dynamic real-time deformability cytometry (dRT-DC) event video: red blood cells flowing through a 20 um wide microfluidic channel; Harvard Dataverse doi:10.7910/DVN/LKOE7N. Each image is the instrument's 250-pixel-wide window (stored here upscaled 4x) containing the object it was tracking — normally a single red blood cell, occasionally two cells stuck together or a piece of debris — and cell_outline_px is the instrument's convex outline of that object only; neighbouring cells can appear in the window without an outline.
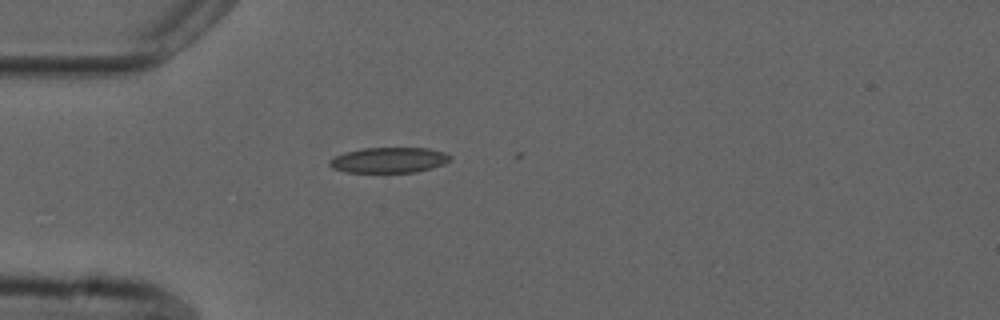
{"species": "common noctule bat (a hibernating species)", "species_latin": "Nyctalus noctula", "temperature_condition": "cold", "stored_images_in_passage": 7, "camera_frame_rate_fps": 3000, "um_per_image_px": 0.085, "animal": {"sex": "male", "forearm_length_mm": 52.5}, "frame": {"image": 1, "passage_image": 1, "time_ms": 0.0, "image_size_px": [1000, 320], "cell_outline_px": [[452, 160], [444, 164], [432, 168], [416, 172], [344, 172], [332, 168], [328, 164], [328, 160], [344, 152], [364, 148], [428, 148], [444, 152], [452, 156]], "centroid_in_image_um": [33.07, 13.61], "position_along_channel_um": 51.9, "area_um2": 18.03}}
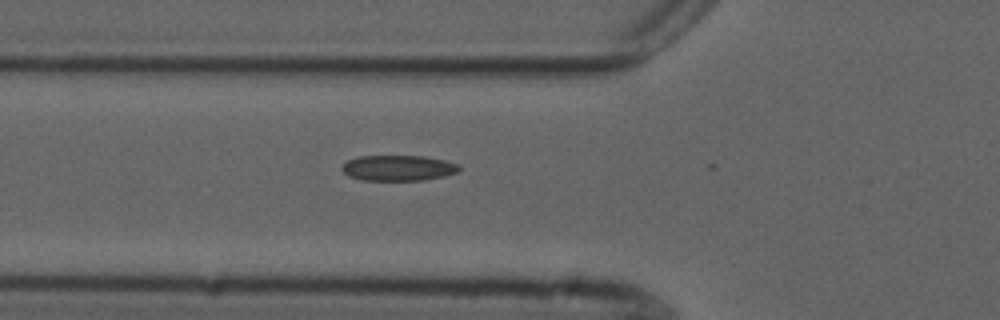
{"frame": {"image": 2, "passage_image": 5, "time_ms": 1.333, "image_size_px": [1000, 320], "cell_outline_px": [[460, 168], [456, 172], [444, 176], [424, 180], [360, 180], [348, 176], [340, 168], [348, 160], [360, 156], [424, 156], [444, 160], [460, 164]], "centroid_in_image_um": [33.84, 14.28], "position_along_channel_um": 92.0, "area_um2": 17.46}}